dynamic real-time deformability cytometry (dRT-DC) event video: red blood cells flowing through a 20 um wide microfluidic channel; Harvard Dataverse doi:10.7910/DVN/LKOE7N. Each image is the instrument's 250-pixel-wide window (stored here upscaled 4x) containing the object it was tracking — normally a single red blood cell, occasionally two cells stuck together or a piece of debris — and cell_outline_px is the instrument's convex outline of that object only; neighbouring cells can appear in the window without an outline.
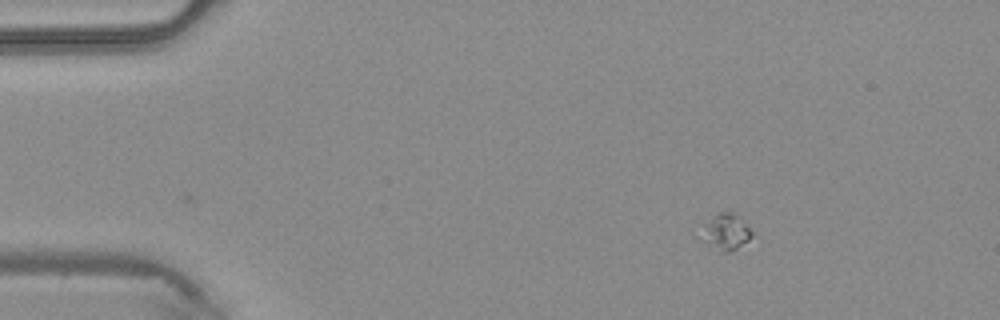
{"species": "common noctule bat (a hibernating species)", "species_latin": "Nyctalus noctula", "temperature_condition": "warm", "stored_images_in_passage": 32, "camera_frame_rate_fps": 3000, "um_per_image_px": 0.085, "animal": {"sex": "male", "body_mass_g": 20.4}, "frame": {"image": 1, "passage_image": 1, "time_ms": 0.0, "image_size_px": [1000, 320], "cell_outline_px": [[752, 236], [748, 240], [732, 252], [724, 252], [700, 240], [696, 236], [704, 224], [720, 212], [728, 212], [748, 228], [752, 232]], "centroid_in_image_um": [61.59, 19.78], "position_along_channel_um": 23.4, "area_um2": 10.23}}
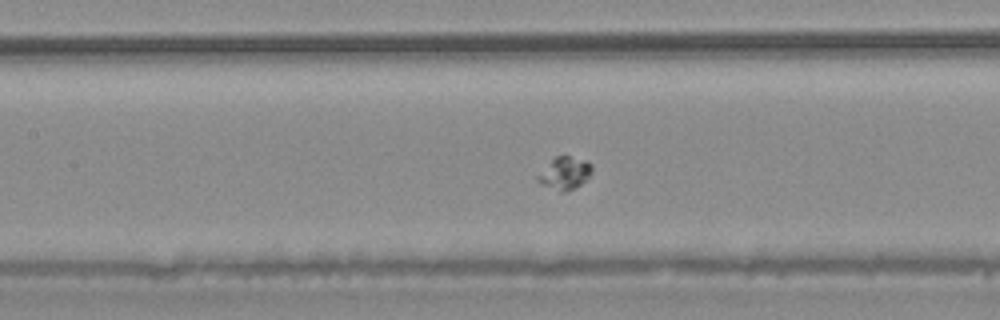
{"frame": {"image": 2, "passage_image": 16, "time_ms": 5.0, "image_size_px": [1000, 320], "cell_outline_px": [[592, 172], [580, 184], [564, 192], [560, 192], [540, 184], [536, 180], [536, 176], [556, 156], [568, 156], [584, 160], [592, 164]], "centroid_in_image_um": [47.97, 14.73], "position_along_channel_um": 159.4, "area_um2": 10.0}}
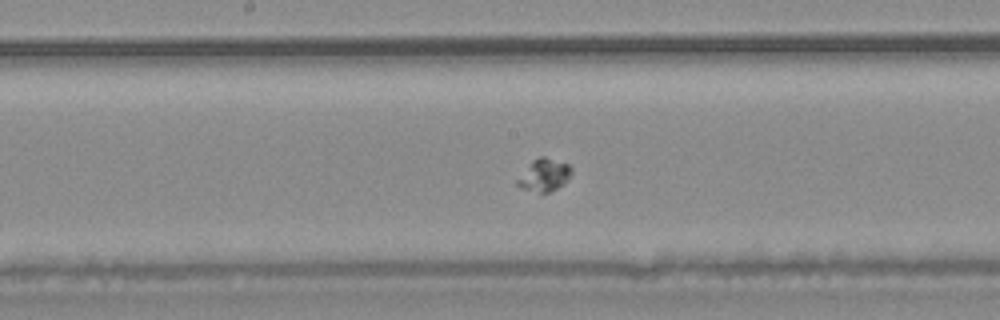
{"frame": {"image": 3, "passage_image": 19, "time_ms": 6.0, "image_size_px": [1000, 320], "cell_outline_px": [[572, 172], [568, 180], [556, 188], [548, 192], [540, 192], [524, 188], [516, 184], [516, 180], [532, 160], [540, 156], [544, 156], [568, 164], [572, 168]], "centroid_in_image_um": [46.27, 14.85], "position_along_channel_um": 201.9, "area_um2": 10.0}}